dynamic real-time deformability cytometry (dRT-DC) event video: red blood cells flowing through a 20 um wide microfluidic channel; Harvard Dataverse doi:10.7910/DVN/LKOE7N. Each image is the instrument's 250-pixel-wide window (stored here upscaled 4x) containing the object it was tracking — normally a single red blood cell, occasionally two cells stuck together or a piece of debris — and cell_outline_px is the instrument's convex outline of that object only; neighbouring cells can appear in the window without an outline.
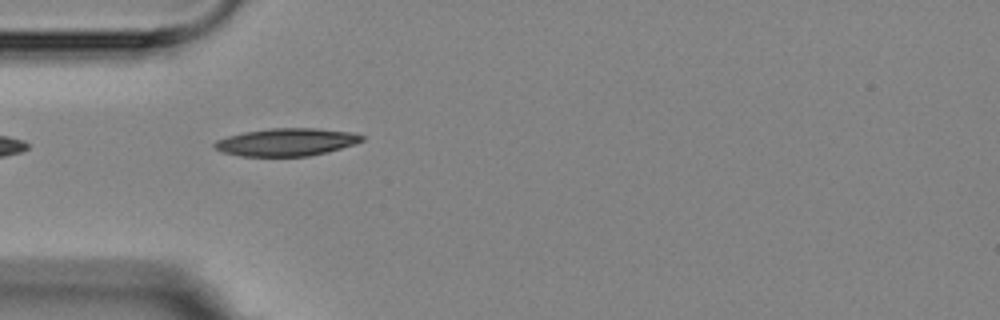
{"species": "Egyptian fruit bat (a non-hibernating species)", "species_latin": "Rousettus aegyptiacus", "temperature_condition": "room temperature", "stored_images_in_passage": 2, "camera_frame_rate_fps": 3000, "um_per_image_px": 0.085, "animal": {"sex": "female"}, "frame": {"image": 1, "passage_image": 1, "time_ms": 0.0, "image_size_px": [1000, 320], "cell_outline_px": [[364, 140], [328, 152], [308, 156], [240, 156], [224, 152], [216, 148], [212, 144], [216, 140], [228, 136], [244, 132], [268, 128], [316, 128], [352, 132], [364, 136]], "centroid_in_image_um": [24.34, 12.07], "position_along_channel_um": 60.7, "area_um2": 23.64}}
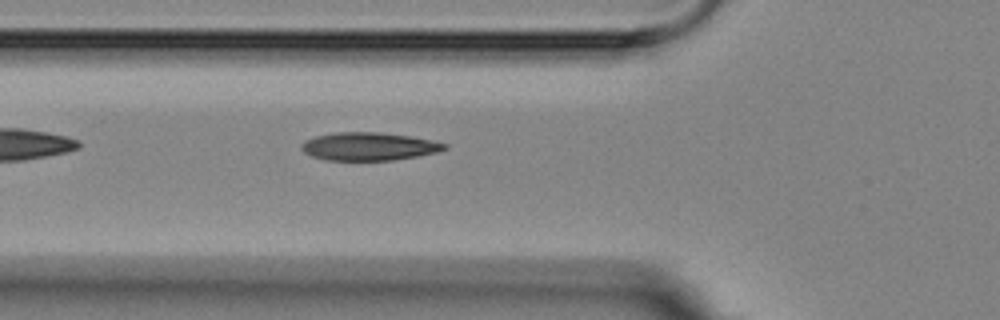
{"frame": {"image": 2, "passage_image": 2, "time_ms": 1.0, "image_size_px": [1000, 320], "cell_outline_px": [[448, 148], [436, 152], [416, 156], [392, 160], [324, 160], [312, 156], [304, 152], [300, 148], [300, 144], [304, 140], [316, 136], [336, 132], [380, 132], [408, 136], [432, 140], [448, 144]], "centroid_in_image_um": [31.32, 12.44], "position_along_channel_um": 94.5, "area_um2": 23.35}}